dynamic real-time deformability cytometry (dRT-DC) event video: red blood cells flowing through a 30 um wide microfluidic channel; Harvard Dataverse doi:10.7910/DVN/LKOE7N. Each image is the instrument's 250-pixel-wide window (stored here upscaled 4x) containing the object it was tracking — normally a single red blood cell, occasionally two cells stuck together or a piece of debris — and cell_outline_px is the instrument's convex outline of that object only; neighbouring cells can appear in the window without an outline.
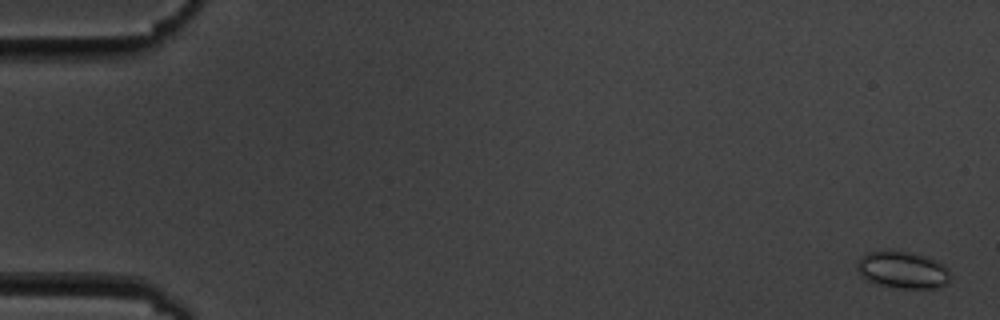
{"species": "common noctule bat (a hibernating species)", "species_latin": "Nyctalus noctula", "temperature_condition": "cold", "stored_images_in_passage": 6, "camera_frame_rate_fps": 3000, "um_per_image_px": 0.085, "animal": {"sex": "male", "body_mass_g": 19.5, "forearm_length_mm": 54.6}, "frame": {"image": 1, "passage_image": 1, "time_ms": 0.0, "image_size_px": [1000, 320], "cell_outline_px": [[948, 280], [940, 288], [900, 288], [880, 284], [868, 280], [856, 268], [856, 264], [860, 256], [868, 252], [884, 248], [888, 248], [908, 252], [924, 256], [944, 264], [948, 268]], "centroid_in_image_um": [76.69, 22.9], "position_along_channel_um": 8.3, "area_um2": 20.17}}